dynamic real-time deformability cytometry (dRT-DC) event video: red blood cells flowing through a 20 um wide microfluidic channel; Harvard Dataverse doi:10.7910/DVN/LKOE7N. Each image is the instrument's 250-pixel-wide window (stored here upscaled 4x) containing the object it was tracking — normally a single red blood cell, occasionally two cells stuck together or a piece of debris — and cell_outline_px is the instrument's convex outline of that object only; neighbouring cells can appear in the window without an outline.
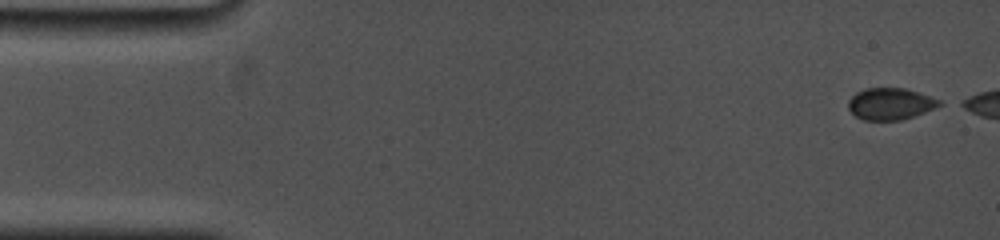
{"species": "common noctule bat (a hibernating species)", "species_latin": "Nyctalus noctula", "temperature_condition": "cold", "stored_images_in_passage": 4, "camera_frame_rate_fps": 5000, "um_per_image_px": 0.085, "animal": {"sex": "female", "body_mass_g": 19.0, "forearm_length_mm": 53.3}, "frame": {"image": 1, "passage_image": 1, "time_ms": 0.0, "image_size_px": [1000, 240], "cell_outline_px": [[944, 104], [936, 108], [900, 120], [864, 120], [856, 116], [848, 108], [848, 100], [856, 92], [864, 88], [904, 88], [940, 100]], "centroid_in_image_um": [75.66, 8.82], "position_along_channel_um": 9.3, "area_um2": 16.7}}